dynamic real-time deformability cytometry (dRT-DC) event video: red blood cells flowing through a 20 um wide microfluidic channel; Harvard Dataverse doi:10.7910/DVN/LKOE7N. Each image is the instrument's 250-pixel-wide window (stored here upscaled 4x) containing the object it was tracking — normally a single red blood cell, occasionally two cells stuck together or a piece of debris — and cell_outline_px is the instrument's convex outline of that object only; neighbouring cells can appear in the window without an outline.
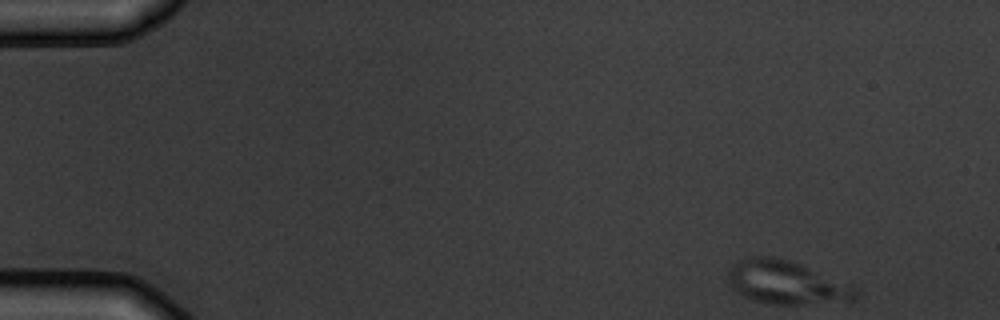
{"species": "common noctule bat (a hibernating species)", "species_latin": "Nyctalus noctula", "temperature_condition": "warm", "stored_images_in_passage": 6, "camera_frame_rate_fps": 3000, "um_per_image_px": 0.085, "animal": {"sex": "male", "body_mass_g": 19.5, "forearm_length_mm": 54.6}, "frame": {"image": 1, "passage_image": 1, "time_ms": 0.0, "image_size_px": [1000, 320], "cell_outline_px": [[860, 296], [852, 300], [800, 304], [772, 304], [756, 300], [744, 296], [732, 288], [728, 284], [728, 268], [732, 264], [740, 260], [752, 256], [768, 256], [800, 264], [852, 284], [860, 288]], "centroid_in_image_um": [66.87, 24.01], "position_along_channel_um": 18.1, "area_um2": 32.14}}